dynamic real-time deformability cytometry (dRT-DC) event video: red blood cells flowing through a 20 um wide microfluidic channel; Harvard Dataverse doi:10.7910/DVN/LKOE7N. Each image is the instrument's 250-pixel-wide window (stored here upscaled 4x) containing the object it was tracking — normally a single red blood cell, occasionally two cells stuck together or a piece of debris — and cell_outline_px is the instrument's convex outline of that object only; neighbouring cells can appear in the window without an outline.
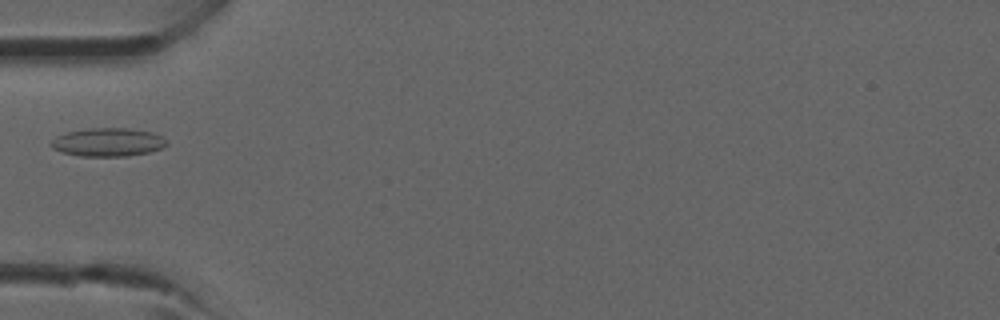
{"species": "common noctule bat (a hibernating species)", "species_latin": "Nyctalus noctula", "temperature_condition": "room temperature", "stored_images_in_passage": 1, "camera_frame_rate_fps": 3000, "um_per_image_px": 0.085, "animal": {"sex": "male", "forearm_length_mm": 52.5}, "frame": {"image": 1, "passage_image": 1, "time_ms": 0.0, "image_size_px": [1000, 320], "cell_outline_px": [[168, 144], [160, 148], [148, 152], [128, 156], [80, 156], [64, 152], [52, 148], [48, 144], [56, 136], [68, 132], [88, 128], [128, 128], [152, 132], [160, 136]], "centroid_in_image_um": [9.14, 12.08], "position_along_channel_um": 75.9, "area_um2": 18.96}}